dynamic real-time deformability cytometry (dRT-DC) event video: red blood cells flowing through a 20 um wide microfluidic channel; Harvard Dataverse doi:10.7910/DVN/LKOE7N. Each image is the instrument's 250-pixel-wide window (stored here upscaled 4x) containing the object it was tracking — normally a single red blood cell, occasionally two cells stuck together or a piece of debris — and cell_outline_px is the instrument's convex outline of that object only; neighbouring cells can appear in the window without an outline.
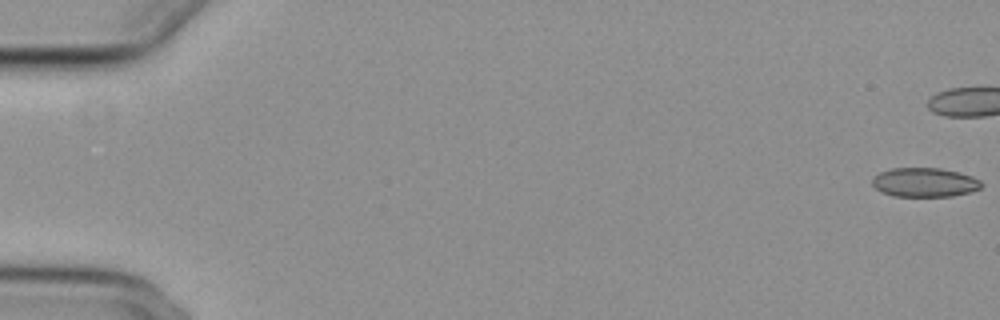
{"species": "common noctule bat (a hibernating species)", "species_latin": "Nyctalus noctula", "temperature_condition": "cold", "stored_images_in_passage": 45, "camera_frame_rate_fps": 3000, "um_per_image_px": 0.085, "animal": {"sex": "female", "body_mass_g": 29.2, "forearm_length_mm": 56.3}, "frame": {"image": 1, "passage_image": 1, "time_ms": 0.0, "image_size_px": [1000, 320], "cell_outline_px": [[980, 188], [968, 192], [952, 196], [892, 196], [880, 192], [872, 184], [872, 176], [880, 172], [892, 168], [940, 168], [960, 172], [972, 176], [980, 180]], "centroid_in_image_um": [78.54, 15.49], "position_along_channel_um": 6.5, "area_um2": 18.55}}